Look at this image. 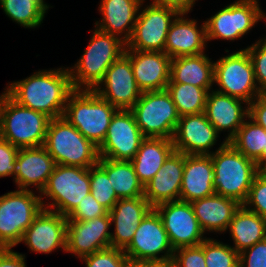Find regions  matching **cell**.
<instances>
[{"label": "cell", "mask_w": 266, "mask_h": 267, "mask_svg": "<svg viewBox=\"0 0 266 267\" xmlns=\"http://www.w3.org/2000/svg\"><path fill=\"white\" fill-rule=\"evenodd\" d=\"M4 90L18 104L54 119L63 116L74 88L68 68L60 67L39 70L21 81H13Z\"/></svg>", "instance_id": "1"}, {"label": "cell", "mask_w": 266, "mask_h": 267, "mask_svg": "<svg viewBox=\"0 0 266 267\" xmlns=\"http://www.w3.org/2000/svg\"><path fill=\"white\" fill-rule=\"evenodd\" d=\"M210 155L214 168L215 194L243 204L248 197L252 181L259 172V166L225 140Z\"/></svg>", "instance_id": "2"}, {"label": "cell", "mask_w": 266, "mask_h": 267, "mask_svg": "<svg viewBox=\"0 0 266 267\" xmlns=\"http://www.w3.org/2000/svg\"><path fill=\"white\" fill-rule=\"evenodd\" d=\"M125 48L122 39L95 28L79 61L68 67L74 90H94L103 80L106 70L124 54Z\"/></svg>", "instance_id": "3"}, {"label": "cell", "mask_w": 266, "mask_h": 267, "mask_svg": "<svg viewBox=\"0 0 266 267\" xmlns=\"http://www.w3.org/2000/svg\"><path fill=\"white\" fill-rule=\"evenodd\" d=\"M51 118L0 95V138L17 148L43 146Z\"/></svg>", "instance_id": "4"}, {"label": "cell", "mask_w": 266, "mask_h": 267, "mask_svg": "<svg viewBox=\"0 0 266 267\" xmlns=\"http://www.w3.org/2000/svg\"><path fill=\"white\" fill-rule=\"evenodd\" d=\"M117 110L94 90H74L68 97L62 117L99 147Z\"/></svg>", "instance_id": "5"}, {"label": "cell", "mask_w": 266, "mask_h": 267, "mask_svg": "<svg viewBox=\"0 0 266 267\" xmlns=\"http://www.w3.org/2000/svg\"><path fill=\"white\" fill-rule=\"evenodd\" d=\"M43 146L57 165L90 168L100 158L98 147L64 117L50 120Z\"/></svg>", "instance_id": "6"}, {"label": "cell", "mask_w": 266, "mask_h": 267, "mask_svg": "<svg viewBox=\"0 0 266 267\" xmlns=\"http://www.w3.org/2000/svg\"><path fill=\"white\" fill-rule=\"evenodd\" d=\"M90 190V168L56 165L40 193L43 209L67 217L90 193ZM43 197H47L53 202L45 204Z\"/></svg>", "instance_id": "7"}, {"label": "cell", "mask_w": 266, "mask_h": 267, "mask_svg": "<svg viewBox=\"0 0 266 267\" xmlns=\"http://www.w3.org/2000/svg\"><path fill=\"white\" fill-rule=\"evenodd\" d=\"M41 195L16 190L0 196V248L18 245L26 229L43 209Z\"/></svg>", "instance_id": "8"}, {"label": "cell", "mask_w": 266, "mask_h": 267, "mask_svg": "<svg viewBox=\"0 0 266 267\" xmlns=\"http://www.w3.org/2000/svg\"><path fill=\"white\" fill-rule=\"evenodd\" d=\"M130 110L145 137L173 139L180 116L166 89L142 92Z\"/></svg>", "instance_id": "9"}, {"label": "cell", "mask_w": 266, "mask_h": 267, "mask_svg": "<svg viewBox=\"0 0 266 267\" xmlns=\"http://www.w3.org/2000/svg\"><path fill=\"white\" fill-rule=\"evenodd\" d=\"M215 91L241 99L249 105L261 92L258 89L251 59L245 49L214 62Z\"/></svg>", "instance_id": "10"}, {"label": "cell", "mask_w": 266, "mask_h": 267, "mask_svg": "<svg viewBox=\"0 0 266 267\" xmlns=\"http://www.w3.org/2000/svg\"><path fill=\"white\" fill-rule=\"evenodd\" d=\"M262 19H265V13L257 0L234 1L205 21L206 39L234 41L248 34Z\"/></svg>", "instance_id": "11"}, {"label": "cell", "mask_w": 266, "mask_h": 267, "mask_svg": "<svg viewBox=\"0 0 266 267\" xmlns=\"http://www.w3.org/2000/svg\"><path fill=\"white\" fill-rule=\"evenodd\" d=\"M124 253L128 259L157 261L170 265L174 249L155 208H152L143 218L132 241L124 249ZM161 253L163 255L159 257Z\"/></svg>", "instance_id": "12"}, {"label": "cell", "mask_w": 266, "mask_h": 267, "mask_svg": "<svg viewBox=\"0 0 266 267\" xmlns=\"http://www.w3.org/2000/svg\"><path fill=\"white\" fill-rule=\"evenodd\" d=\"M179 12L173 8L147 5L138 12L131 39V50L164 52L167 33Z\"/></svg>", "instance_id": "13"}, {"label": "cell", "mask_w": 266, "mask_h": 267, "mask_svg": "<svg viewBox=\"0 0 266 267\" xmlns=\"http://www.w3.org/2000/svg\"><path fill=\"white\" fill-rule=\"evenodd\" d=\"M145 138L132 111L118 109L111 119L104 141L98 147L99 156L116 161H131Z\"/></svg>", "instance_id": "14"}, {"label": "cell", "mask_w": 266, "mask_h": 267, "mask_svg": "<svg viewBox=\"0 0 266 267\" xmlns=\"http://www.w3.org/2000/svg\"><path fill=\"white\" fill-rule=\"evenodd\" d=\"M174 249L200 245L206 237L190 202L171 201L155 207Z\"/></svg>", "instance_id": "15"}, {"label": "cell", "mask_w": 266, "mask_h": 267, "mask_svg": "<svg viewBox=\"0 0 266 267\" xmlns=\"http://www.w3.org/2000/svg\"><path fill=\"white\" fill-rule=\"evenodd\" d=\"M94 91L117 109L130 110L135 105L142 91L137 86L131 61L125 54L106 70Z\"/></svg>", "instance_id": "16"}, {"label": "cell", "mask_w": 266, "mask_h": 267, "mask_svg": "<svg viewBox=\"0 0 266 267\" xmlns=\"http://www.w3.org/2000/svg\"><path fill=\"white\" fill-rule=\"evenodd\" d=\"M110 227L109 213L87 221H68L66 252L83 258L111 247Z\"/></svg>", "instance_id": "17"}, {"label": "cell", "mask_w": 266, "mask_h": 267, "mask_svg": "<svg viewBox=\"0 0 266 267\" xmlns=\"http://www.w3.org/2000/svg\"><path fill=\"white\" fill-rule=\"evenodd\" d=\"M67 224L66 216L42 209L24 232L20 243L24 242L36 253L49 254L59 248L66 252Z\"/></svg>", "instance_id": "18"}, {"label": "cell", "mask_w": 266, "mask_h": 267, "mask_svg": "<svg viewBox=\"0 0 266 267\" xmlns=\"http://www.w3.org/2000/svg\"><path fill=\"white\" fill-rule=\"evenodd\" d=\"M219 137L205 112L180 117L174 136V150L186 155H210Z\"/></svg>", "instance_id": "19"}, {"label": "cell", "mask_w": 266, "mask_h": 267, "mask_svg": "<svg viewBox=\"0 0 266 267\" xmlns=\"http://www.w3.org/2000/svg\"><path fill=\"white\" fill-rule=\"evenodd\" d=\"M138 88L142 92L165 90L170 81L171 57L165 52L125 48Z\"/></svg>", "instance_id": "20"}, {"label": "cell", "mask_w": 266, "mask_h": 267, "mask_svg": "<svg viewBox=\"0 0 266 267\" xmlns=\"http://www.w3.org/2000/svg\"><path fill=\"white\" fill-rule=\"evenodd\" d=\"M56 165L44 146L20 148L16 157L14 183L19 190H29L32 185L41 193Z\"/></svg>", "instance_id": "21"}, {"label": "cell", "mask_w": 266, "mask_h": 267, "mask_svg": "<svg viewBox=\"0 0 266 267\" xmlns=\"http://www.w3.org/2000/svg\"><path fill=\"white\" fill-rule=\"evenodd\" d=\"M183 170L184 154L174 150L144 186V197L153 208L180 199Z\"/></svg>", "instance_id": "22"}, {"label": "cell", "mask_w": 266, "mask_h": 267, "mask_svg": "<svg viewBox=\"0 0 266 267\" xmlns=\"http://www.w3.org/2000/svg\"><path fill=\"white\" fill-rule=\"evenodd\" d=\"M153 207L142 197L119 199L108 212L114 232L111 247L125 249L134 237L137 227Z\"/></svg>", "instance_id": "23"}, {"label": "cell", "mask_w": 266, "mask_h": 267, "mask_svg": "<svg viewBox=\"0 0 266 267\" xmlns=\"http://www.w3.org/2000/svg\"><path fill=\"white\" fill-rule=\"evenodd\" d=\"M245 101L217 92L212 89L208 92L205 114L208 121L215 127L220 134L226 131L228 135L225 141L228 142L243 125L248 118L249 107H243ZM246 118V119H245Z\"/></svg>", "instance_id": "24"}, {"label": "cell", "mask_w": 266, "mask_h": 267, "mask_svg": "<svg viewBox=\"0 0 266 267\" xmlns=\"http://www.w3.org/2000/svg\"><path fill=\"white\" fill-rule=\"evenodd\" d=\"M179 13L167 33L164 52L171 58L205 53L207 43L205 21L200 26L195 19H186Z\"/></svg>", "instance_id": "25"}, {"label": "cell", "mask_w": 266, "mask_h": 267, "mask_svg": "<svg viewBox=\"0 0 266 267\" xmlns=\"http://www.w3.org/2000/svg\"><path fill=\"white\" fill-rule=\"evenodd\" d=\"M144 1L101 0L99 11L103 17L100 20L101 22H95V28L101 32L115 35L127 43L131 39L138 11L141 9Z\"/></svg>", "instance_id": "26"}, {"label": "cell", "mask_w": 266, "mask_h": 267, "mask_svg": "<svg viewBox=\"0 0 266 267\" xmlns=\"http://www.w3.org/2000/svg\"><path fill=\"white\" fill-rule=\"evenodd\" d=\"M214 168L211 155L184 154V170L181 184V201L192 202L215 194Z\"/></svg>", "instance_id": "27"}, {"label": "cell", "mask_w": 266, "mask_h": 267, "mask_svg": "<svg viewBox=\"0 0 266 267\" xmlns=\"http://www.w3.org/2000/svg\"><path fill=\"white\" fill-rule=\"evenodd\" d=\"M203 232H225L237 209V200L214 194L191 202Z\"/></svg>", "instance_id": "28"}, {"label": "cell", "mask_w": 266, "mask_h": 267, "mask_svg": "<svg viewBox=\"0 0 266 267\" xmlns=\"http://www.w3.org/2000/svg\"><path fill=\"white\" fill-rule=\"evenodd\" d=\"M169 83H185L212 89L214 62L204 53L172 58Z\"/></svg>", "instance_id": "29"}, {"label": "cell", "mask_w": 266, "mask_h": 267, "mask_svg": "<svg viewBox=\"0 0 266 267\" xmlns=\"http://www.w3.org/2000/svg\"><path fill=\"white\" fill-rule=\"evenodd\" d=\"M174 151L172 139L146 137L131 160L139 181L145 186Z\"/></svg>", "instance_id": "30"}, {"label": "cell", "mask_w": 266, "mask_h": 267, "mask_svg": "<svg viewBox=\"0 0 266 267\" xmlns=\"http://www.w3.org/2000/svg\"><path fill=\"white\" fill-rule=\"evenodd\" d=\"M229 229L238 253L266 239V218L247 209L243 204L235 212Z\"/></svg>", "instance_id": "31"}, {"label": "cell", "mask_w": 266, "mask_h": 267, "mask_svg": "<svg viewBox=\"0 0 266 267\" xmlns=\"http://www.w3.org/2000/svg\"><path fill=\"white\" fill-rule=\"evenodd\" d=\"M97 164L107 173L119 199L144 196V186L139 181L131 161L99 158Z\"/></svg>", "instance_id": "32"}, {"label": "cell", "mask_w": 266, "mask_h": 267, "mask_svg": "<svg viewBox=\"0 0 266 267\" xmlns=\"http://www.w3.org/2000/svg\"><path fill=\"white\" fill-rule=\"evenodd\" d=\"M228 142L258 166L266 160V130L250 118Z\"/></svg>", "instance_id": "33"}, {"label": "cell", "mask_w": 266, "mask_h": 267, "mask_svg": "<svg viewBox=\"0 0 266 267\" xmlns=\"http://www.w3.org/2000/svg\"><path fill=\"white\" fill-rule=\"evenodd\" d=\"M45 0H0L3 12L24 28H36L43 23L49 5Z\"/></svg>", "instance_id": "34"}, {"label": "cell", "mask_w": 266, "mask_h": 267, "mask_svg": "<svg viewBox=\"0 0 266 267\" xmlns=\"http://www.w3.org/2000/svg\"><path fill=\"white\" fill-rule=\"evenodd\" d=\"M166 90L170 93L180 117L205 112L208 92L185 83H168Z\"/></svg>", "instance_id": "35"}, {"label": "cell", "mask_w": 266, "mask_h": 267, "mask_svg": "<svg viewBox=\"0 0 266 267\" xmlns=\"http://www.w3.org/2000/svg\"><path fill=\"white\" fill-rule=\"evenodd\" d=\"M203 251L206 267H239V253L231 245L206 238Z\"/></svg>", "instance_id": "36"}, {"label": "cell", "mask_w": 266, "mask_h": 267, "mask_svg": "<svg viewBox=\"0 0 266 267\" xmlns=\"http://www.w3.org/2000/svg\"><path fill=\"white\" fill-rule=\"evenodd\" d=\"M90 193L108 212L119 200L107 173L98 165L90 167Z\"/></svg>", "instance_id": "37"}, {"label": "cell", "mask_w": 266, "mask_h": 267, "mask_svg": "<svg viewBox=\"0 0 266 267\" xmlns=\"http://www.w3.org/2000/svg\"><path fill=\"white\" fill-rule=\"evenodd\" d=\"M86 267H125L128 257L123 249L108 247L81 258Z\"/></svg>", "instance_id": "38"}, {"label": "cell", "mask_w": 266, "mask_h": 267, "mask_svg": "<svg viewBox=\"0 0 266 267\" xmlns=\"http://www.w3.org/2000/svg\"><path fill=\"white\" fill-rule=\"evenodd\" d=\"M251 59L255 79L261 93H266V37L245 48Z\"/></svg>", "instance_id": "39"}, {"label": "cell", "mask_w": 266, "mask_h": 267, "mask_svg": "<svg viewBox=\"0 0 266 267\" xmlns=\"http://www.w3.org/2000/svg\"><path fill=\"white\" fill-rule=\"evenodd\" d=\"M243 205L266 218V177L262 173L258 172L254 177L248 197Z\"/></svg>", "instance_id": "40"}, {"label": "cell", "mask_w": 266, "mask_h": 267, "mask_svg": "<svg viewBox=\"0 0 266 267\" xmlns=\"http://www.w3.org/2000/svg\"><path fill=\"white\" fill-rule=\"evenodd\" d=\"M170 267H206L203 242L198 246L176 249Z\"/></svg>", "instance_id": "41"}, {"label": "cell", "mask_w": 266, "mask_h": 267, "mask_svg": "<svg viewBox=\"0 0 266 267\" xmlns=\"http://www.w3.org/2000/svg\"><path fill=\"white\" fill-rule=\"evenodd\" d=\"M108 211L96 201L91 193L87 194L76 208L67 216L68 221H87L104 216Z\"/></svg>", "instance_id": "42"}, {"label": "cell", "mask_w": 266, "mask_h": 267, "mask_svg": "<svg viewBox=\"0 0 266 267\" xmlns=\"http://www.w3.org/2000/svg\"><path fill=\"white\" fill-rule=\"evenodd\" d=\"M239 267H266V239L239 253Z\"/></svg>", "instance_id": "43"}, {"label": "cell", "mask_w": 266, "mask_h": 267, "mask_svg": "<svg viewBox=\"0 0 266 267\" xmlns=\"http://www.w3.org/2000/svg\"><path fill=\"white\" fill-rule=\"evenodd\" d=\"M19 148L0 138V178L14 176L16 172V157Z\"/></svg>", "instance_id": "44"}, {"label": "cell", "mask_w": 266, "mask_h": 267, "mask_svg": "<svg viewBox=\"0 0 266 267\" xmlns=\"http://www.w3.org/2000/svg\"><path fill=\"white\" fill-rule=\"evenodd\" d=\"M248 107V118L266 130V93L259 94Z\"/></svg>", "instance_id": "45"}, {"label": "cell", "mask_w": 266, "mask_h": 267, "mask_svg": "<svg viewBox=\"0 0 266 267\" xmlns=\"http://www.w3.org/2000/svg\"><path fill=\"white\" fill-rule=\"evenodd\" d=\"M25 255L11 248H0V267H26Z\"/></svg>", "instance_id": "46"}, {"label": "cell", "mask_w": 266, "mask_h": 267, "mask_svg": "<svg viewBox=\"0 0 266 267\" xmlns=\"http://www.w3.org/2000/svg\"><path fill=\"white\" fill-rule=\"evenodd\" d=\"M197 0H153L152 5L169 7L177 10L179 13L188 14Z\"/></svg>", "instance_id": "47"}, {"label": "cell", "mask_w": 266, "mask_h": 267, "mask_svg": "<svg viewBox=\"0 0 266 267\" xmlns=\"http://www.w3.org/2000/svg\"><path fill=\"white\" fill-rule=\"evenodd\" d=\"M125 267H170V265L157 261L128 259Z\"/></svg>", "instance_id": "48"}, {"label": "cell", "mask_w": 266, "mask_h": 267, "mask_svg": "<svg viewBox=\"0 0 266 267\" xmlns=\"http://www.w3.org/2000/svg\"><path fill=\"white\" fill-rule=\"evenodd\" d=\"M259 172L266 177V160L259 165Z\"/></svg>", "instance_id": "49"}]
</instances>
